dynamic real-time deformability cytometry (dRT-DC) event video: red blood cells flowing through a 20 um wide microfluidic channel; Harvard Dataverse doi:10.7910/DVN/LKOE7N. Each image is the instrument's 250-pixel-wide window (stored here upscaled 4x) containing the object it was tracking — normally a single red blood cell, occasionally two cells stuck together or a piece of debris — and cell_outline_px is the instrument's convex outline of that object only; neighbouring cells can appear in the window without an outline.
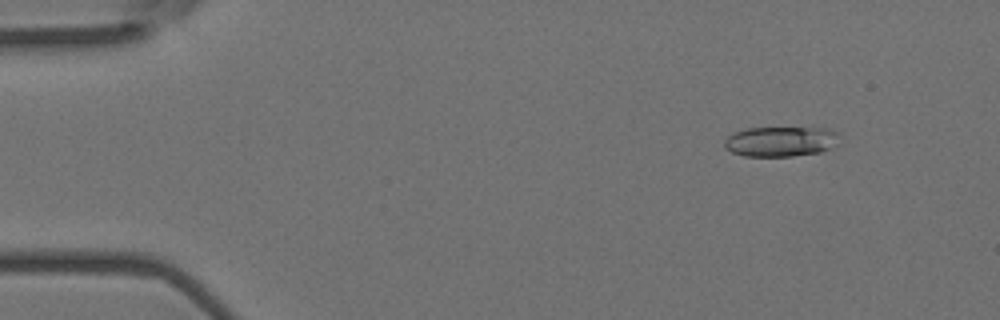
{"species": "Egyptian fruit bat (a non-hibernating species)", "species_latin": "Rousettus aegyptiacus", "temperature_condition": "room temperature", "stored_images_in_passage": 5, "camera_frame_rate_fps": 3000, "um_per_image_px": 0.085, "animal": {"sex": "female"}, "frame": {"image": 1, "passage_image": 1, "time_ms": 0.0, "image_size_px": [1000, 320], "cell_outline_px": [[836, 144], [820, 152], [792, 156], [744, 156], [732, 152], [724, 148], [724, 140], [728, 136], [736, 132], [748, 128], [832, 128], [836, 132]], "centroid_in_image_um": [66.32, 12.02], "position_along_channel_um": 18.7, "area_um2": 19.94}}